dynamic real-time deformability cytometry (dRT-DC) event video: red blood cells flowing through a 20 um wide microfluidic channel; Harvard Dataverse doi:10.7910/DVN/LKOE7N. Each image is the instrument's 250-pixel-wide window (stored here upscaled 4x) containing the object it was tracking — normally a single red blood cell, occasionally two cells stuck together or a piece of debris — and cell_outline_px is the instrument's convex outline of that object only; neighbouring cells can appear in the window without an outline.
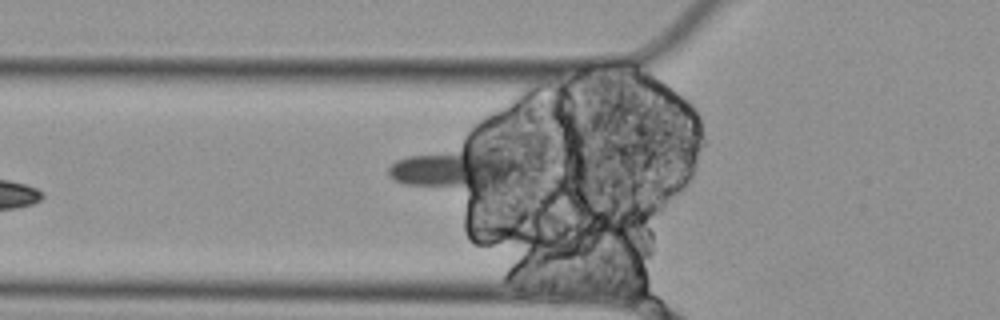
{"species": "Egyptian fruit bat (a non-hibernating species)", "species_latin": "Rousettus aegyptiacus", "temperature_condition": "cold", "stored_images_in_passage": 4, "camera_frame_rate_fps": 3000, "um_per_image_px": 0.085, "animal": {"sex": "female"}, "frame": {"image": 1, "passage_image": 4, "time_ms": 1.0, "image_size_px": [1000, 320], "cell_outline_px": [[520, 164], [508, 180], [468, 188], [404, 184], [388, 176], [388, 168], [396, 160], [408, 156], [464, 140], [488, 148]], "centroid_in_image_um": [38.57, 14.18], "position_along_channel_um": 87.2, "area_um2": 30.81}}